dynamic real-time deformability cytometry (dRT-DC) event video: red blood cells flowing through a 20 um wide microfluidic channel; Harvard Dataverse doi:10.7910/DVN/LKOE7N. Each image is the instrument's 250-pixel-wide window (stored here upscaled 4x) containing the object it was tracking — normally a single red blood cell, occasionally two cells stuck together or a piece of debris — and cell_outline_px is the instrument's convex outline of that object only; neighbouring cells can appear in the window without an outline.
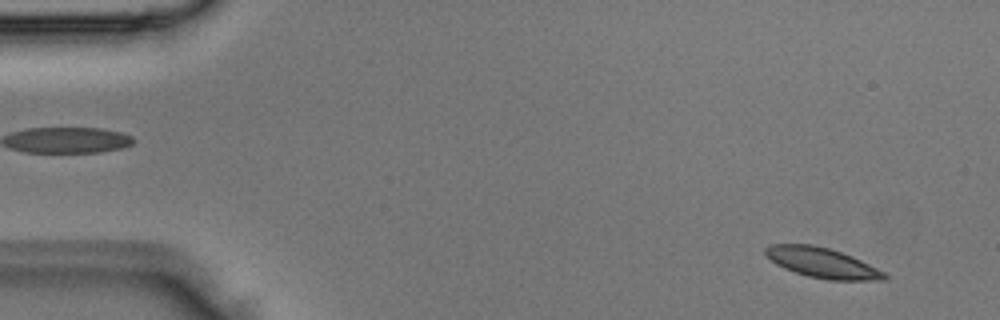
{"species": "Egyptian fruit bat (a non-hibernating species)", "species_latin": "Rousettus aegyptiacus", "temperature_condition": "room temperature", "stored_images_in_passage": 3, "camera_frame_rate_fps": 3000, "um_per_image_px": 0.085, "animal": {"sex": "male"}, "frame": {"image": 1, "passage_image": 1, "time_ms": 0.0, "image_size_px": [1000, 320], "cell_outline_px": [[888, 276], [884, 280], [828, 280], [808, 276], [784, 268], [776, 264], [764, 252], [764, 248], [772, 244], [812, 244], [828, 248], [852, 256], [884, 272]], "centroid_in_image_um": [69.87, 22.33], "position_along_channel_um": 15.1, "area_um2": 20.58}}